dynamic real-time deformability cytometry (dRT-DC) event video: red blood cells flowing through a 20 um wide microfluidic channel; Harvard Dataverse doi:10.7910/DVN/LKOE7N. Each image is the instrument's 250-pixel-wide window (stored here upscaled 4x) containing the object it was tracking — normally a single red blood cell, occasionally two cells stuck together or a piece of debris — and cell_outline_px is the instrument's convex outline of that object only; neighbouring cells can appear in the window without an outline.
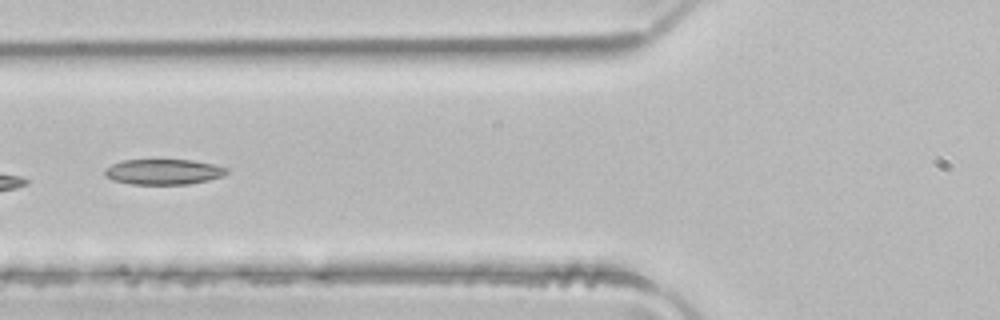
{"species": "common noctule bat (a hibernating species)", "species_latin": "Nyctalus noctula", "temperature_condition": "room temperature", "stored_images_in_passage": 5, "camera_frame_rate_fps": 3000, "um_per_image_px": 0.085, "animal": {"sex": "male", "body_mass_g": 21.5, "forearm_length_mm": 52.0}, "frame": {"image": 1, "passage_image": 4, "time_ms": 1.0, "image_size_px": [1000, 320], "cell_outline_px": [[228, 172], [224, 176], [208, 180], [188, 184], [132, 184], [112, 180], [104, 176], [104, 168], [120, 160], [192, 160], [212, 164], [228, 168]], "centroid_in_image_um": [13.87, 14.6], "position_along_channel_um": 111.9, "area_um2": 18.15}}
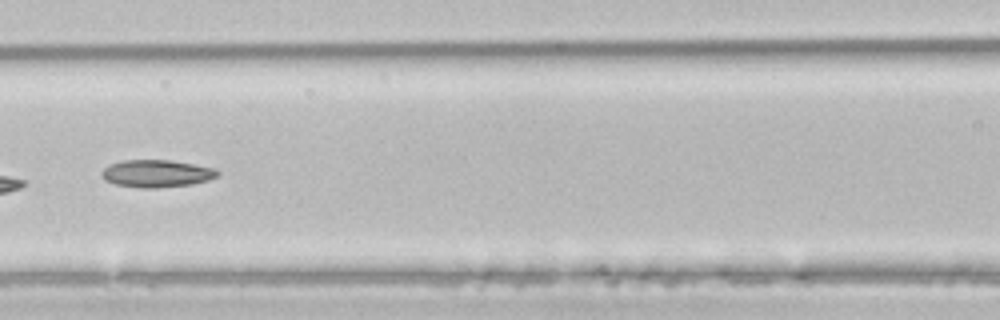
{"frame": {"image": 2, "passage_image": 5, "time_ms": 1.333, "image_size_px": [1000, 320], "cell_outline_px": [[220, 176], [208, 180], [192, 184], [156, 188], [144, 188], [116, 184], [104, 180], [100, 176], [100, 172], [104, 168], [112, 164], [124, 160], [168, 160], [216, 168], [220, 172]], "centroid_in_image_um": [13.33, 14.75], "position_along_channel_um": 153.3, "area_um2": 18.5}}